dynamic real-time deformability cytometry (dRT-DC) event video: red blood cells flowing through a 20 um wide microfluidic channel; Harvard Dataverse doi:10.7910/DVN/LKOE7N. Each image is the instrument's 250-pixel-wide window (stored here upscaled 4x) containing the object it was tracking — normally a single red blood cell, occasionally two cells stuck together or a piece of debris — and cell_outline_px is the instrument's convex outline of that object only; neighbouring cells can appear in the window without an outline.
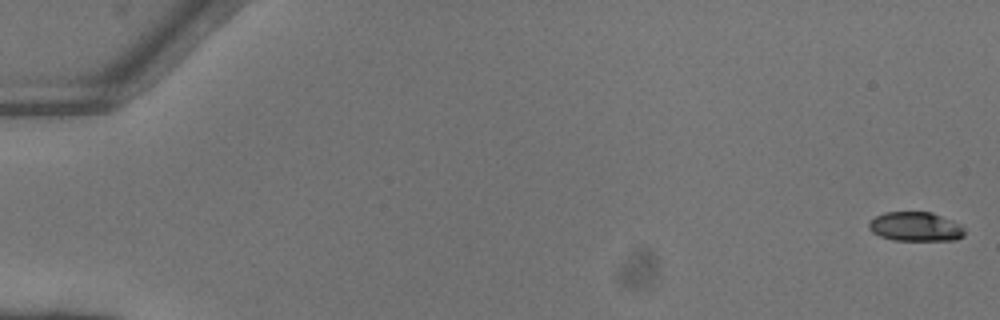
{"species": "common noctule bat (a hibernating species)", "species_latin": "Nyctalus noctula", "temperature_condition": "warm", "stored_images_in_passage": 24, "camera_frame_rate_fps": 3000, "um_per_image_px": 0.085, "animal": {"sex": "female"}, "frame": {"image": 1, "passage_image": 1, "time_ms": 0.0, "image_size_px": [1000, 320], "cell_outline_px": [[964, 236], [956, 240], [892, 240], [880, 236], [872, 232], [868, 228], [868, 224], [876, 216], [884, 212], [932, 212], [952, 220], [960, 224], [964, 228]], "centroid_in_image_um": [77.83, 19.26], "position_along_channel_um": 7.2, "area_um2": 16.36}}
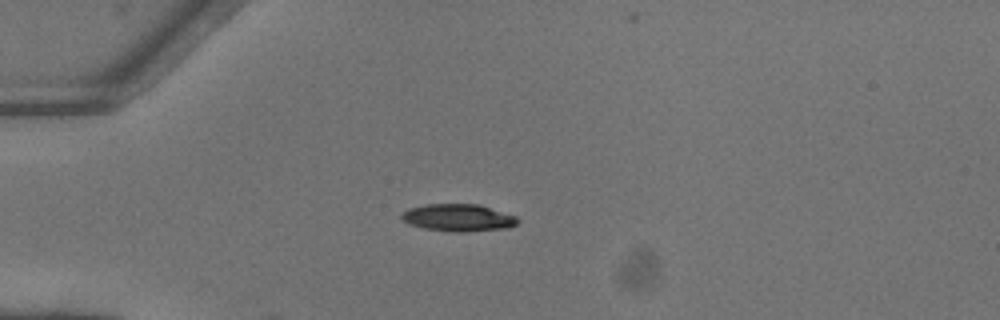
{"frame": {"image": 2, "passage_image": 15, "time_ms": 4.667, "image_size_px": [1000, 320], "cell_outline_px": [[520, 220], [516, 224], [508, 228], [464, 232], [452, 232], [424, 228], [408, 224], [400, 216], [408, 208], [424, 204], [480, 204], [516, 216]], "centroid_in_image_um": [38.96, 18.5], "position_along_channel_um": 46.0, "area_um2": 18.55}}
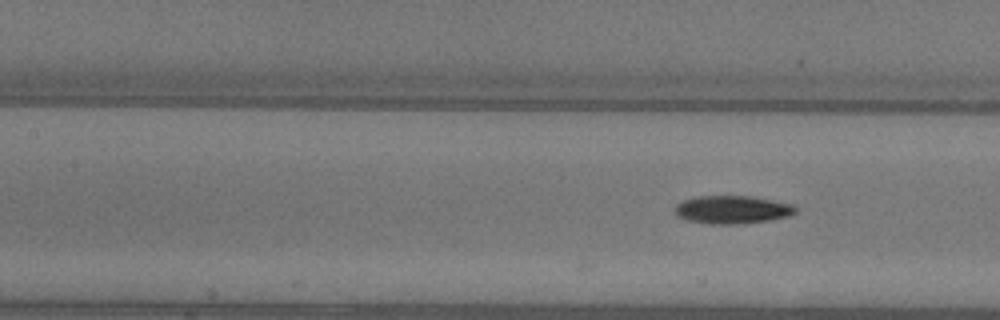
{"frame": {"image": 3, "passage_image": 24, "time_ms": 7.667, "image_size_px": [1000, 320], "cell_outline_px": [[796, 212], [788, 216], [768, 220], [736, 224], [708, 224], [688, 220], [676, 216], [676, 204], [684, 200], [696, 196], [752, 196], [792, 204], [796, 208]], "centroid_in_image_um": [62.22, 17.81], "position_along_channel_um": 145.2, "area_um2": 19.59}}